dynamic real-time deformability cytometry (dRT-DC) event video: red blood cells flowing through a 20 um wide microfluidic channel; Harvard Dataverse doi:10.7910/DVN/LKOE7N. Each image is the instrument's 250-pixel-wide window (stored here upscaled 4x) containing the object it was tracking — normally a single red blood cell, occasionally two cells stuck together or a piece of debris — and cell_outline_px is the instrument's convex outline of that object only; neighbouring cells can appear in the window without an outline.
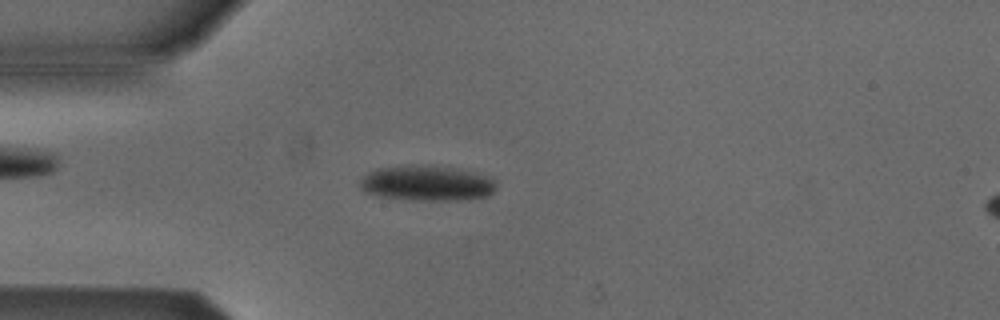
{"species": "Egyptian fruit bat (a non-hibernating species)", "species_latin": "Rousettus aegyptiacus", "temperature_condition": "cold", "stored_images_in_passage": 3, "camera_frame_rate_fps": 3000, "um_per_image_px": 0.085, "animal": {"sex": "male"}, "frame": {"image": 1, "passage_image": 3, "time_ms": 2.333, "image_size_px": [1000, 320], "cell_outline_px": [[496, 188], [488, 196], [460, 200], [412, 200], [380, 196], [364, 192], [360, 188], [360, 180], [368, 172], [376, 168], [404, 164], [432, 164], [456, 168], [492, 176], [496, 180]], "centroid_in_image_um": [36.3, 15.54], "position_along_channel_um": 48.7, "area_um2": 28.78}}